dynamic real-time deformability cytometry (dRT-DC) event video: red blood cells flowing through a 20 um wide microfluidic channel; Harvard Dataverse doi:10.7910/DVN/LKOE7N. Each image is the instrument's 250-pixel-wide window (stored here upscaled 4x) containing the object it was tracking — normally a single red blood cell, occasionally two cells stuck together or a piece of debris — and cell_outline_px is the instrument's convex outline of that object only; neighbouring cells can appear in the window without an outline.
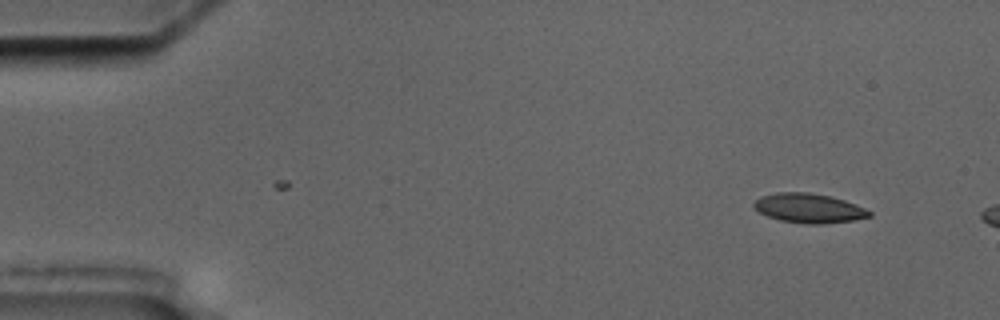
{"species": "common noctule bat (a hibernating species)", "species_latin": "Nyctalus noctula", "temperature_condition": "cold", "stored_images_in_passage": 3, "camera_frame_rate_fps": 3000, "um_per_image_px": 0.085, "animal": {"sex": "male", "body_mass_g": 17.5, "forearm_length_mm": 52.3}, "frame": {"image": 1, "passage_image": 1, "time_ms": 0.0, "image_size_px": [1000, 320], "cell_outline_px": [[872, 216], [852, 220], [820, 224], [808, 224], [780, 220], [768, 216], [760, 212], [752, 204], [760, 196], [776, 192], [808, 192], [832, 196], [856, 204], [872, 212]], "centroid_in_image_um": [68.76, 17.68], "position_along_channel_um": 16.2, "area_um2": 19.71}}